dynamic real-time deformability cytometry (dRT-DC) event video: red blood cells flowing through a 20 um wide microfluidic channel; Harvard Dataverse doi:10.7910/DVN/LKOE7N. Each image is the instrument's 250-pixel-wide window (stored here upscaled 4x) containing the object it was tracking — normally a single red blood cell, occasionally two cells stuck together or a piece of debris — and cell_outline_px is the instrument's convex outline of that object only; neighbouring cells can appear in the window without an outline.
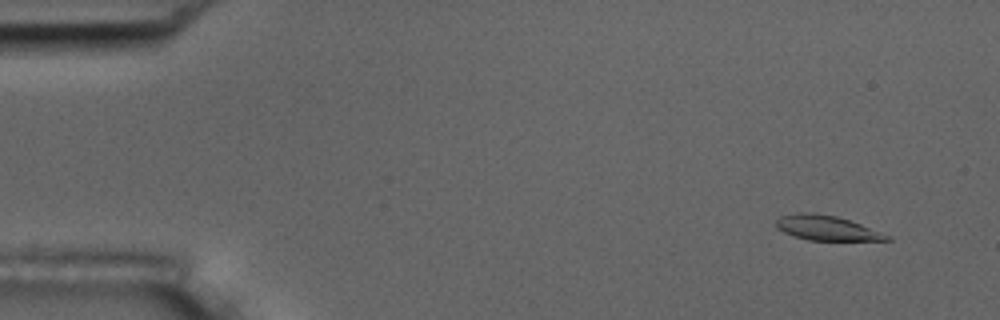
{"species": "common noctule bat (a hibernating species)", "species_latin": "Nyctalus noctula", "temperature_condition": "room temperature", "stored_images_in_passage": 57, "camera_frame_rate_fps": 3000, "um_per_image_px": 0.085, "animal": {"sex": "male", "body_mass_g": 17.5, "forearm_length_mm": 52.3}, "frame": {"image": 1, "passage_image": 5, "time_ms": 1.333, "image_size_px": [1000, 320], "cell_outline_px": [[892, 240], [808, 240], [792, 236], [776, 228], [776, 220], [780, 216], [800, 212], [812, 212], [836, 216], [860, 224], [892, 236]], "centroid_in_image_um": [70.24, 19.37], "position_along_channel_um": 14.8, "area_um2": 15.95}}
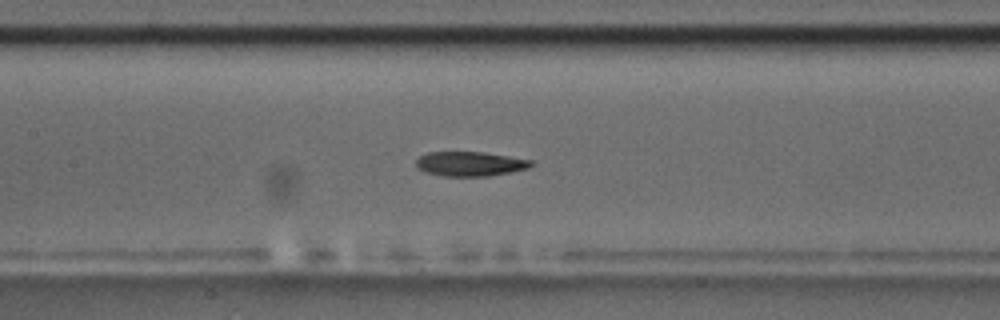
{"frame": {"image": 2, "passage_image": 27, "time_ms": 8.667, "image_size_px": [1000, 320], "cell_outline_px": [[536, 164], [528, 168], [512, 172], [488, 176], [444, 176], [424, 172], [416, 168], [416, 160], [420, 156], [428, 152], [484, 152], [532, 160]], "centroid_in_image_um": [39.96, 13.93], "position_along_channel_um": 167.4, "area_um2": 16.59}}
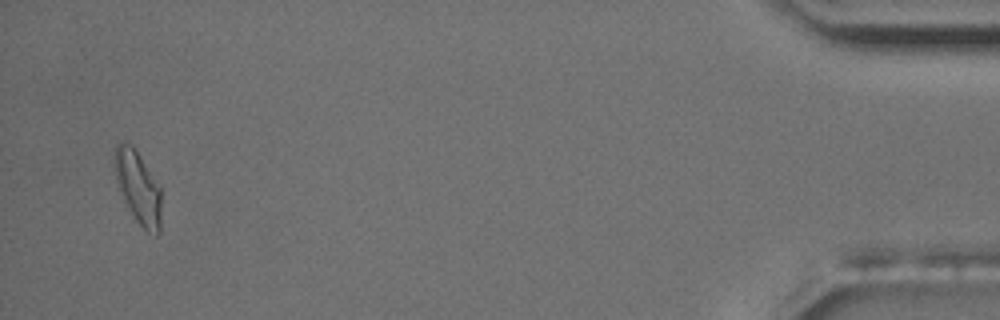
{"frame": {"image": 3, "passage_image": 55, "time_ms": 18.0, "image_size_px": [1000, 320], "cell_outline_px": [[160, 232], [156, 236], [148, 232], [136, 220], [120, 192], [116, 180], [116, 144], [124, 140], [132, 144], [160, 188]], "centroid_in_image_um": [11.74, 15.94], "position_along_channel_um": 423.5, "area_um2": 19.07}, "authors_computed_cell_mechanics": {"area_um2": 17.1088, "velocity_mm_per_s": 3.6231, "shape_relaxation_time_tau1_ms": 4.7566, "shape_relaxation_time_tau2_ms": 2.3523, "deformation_change_tau1": 0.1822, "deformation_change_tau2": 0.0887}}